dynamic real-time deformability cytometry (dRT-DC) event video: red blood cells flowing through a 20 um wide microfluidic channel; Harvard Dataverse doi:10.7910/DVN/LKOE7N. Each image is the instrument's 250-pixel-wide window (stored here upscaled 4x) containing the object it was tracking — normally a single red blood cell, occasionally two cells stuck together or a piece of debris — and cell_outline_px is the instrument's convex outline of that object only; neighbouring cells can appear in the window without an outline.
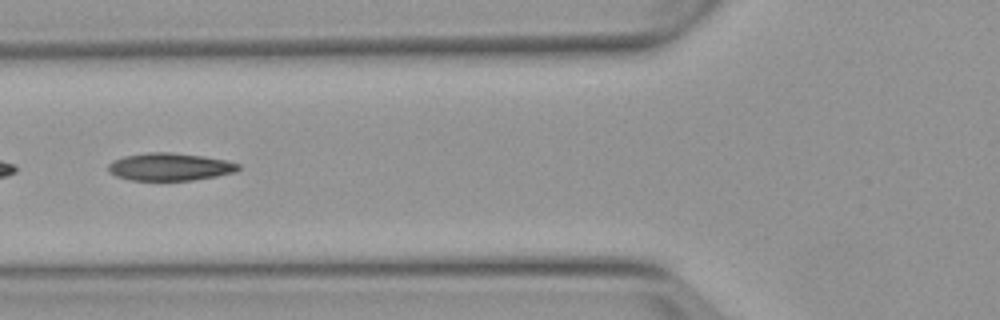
{"species": "Egyptian fruit bat (a non-hibernating species)", "species_latin": "Rousettus aegyptiacus", "temperature_condition": "warm", "stored_images_in_passage": 6, "segment_of_instrument_passage": [2, 2], "camera_frame_rate_fps": 3000, "um_per_image_px": 0.085, "animal": {"sex": "female"}, "frame": {"image": 1, "passage_image": 6, "time_ms": 6.333, "image_size_px": [1000, 320], "cell_outline_px": [[240, 168], [236, 172], [216, 176], [192, 180], [128, 180], [116, 176], [108, 172], [108, 164], [112, 160], [124, 156], [148, 152], [172, 152], [204, 156], [228, 160], [240, 164]], "centroid_in_image_um": [14.43, 14.17], "position_along_channel_um": 111.4, "area_um2": 21.15}}